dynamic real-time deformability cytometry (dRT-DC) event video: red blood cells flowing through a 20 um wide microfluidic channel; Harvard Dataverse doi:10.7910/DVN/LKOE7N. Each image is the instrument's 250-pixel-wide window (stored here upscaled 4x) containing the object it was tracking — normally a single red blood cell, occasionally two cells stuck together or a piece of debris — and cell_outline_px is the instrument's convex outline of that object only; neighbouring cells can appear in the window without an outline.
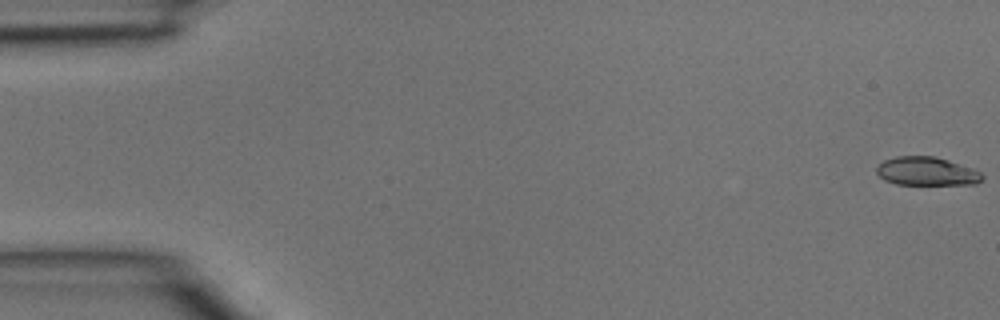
{"species": "common noctule bat (a hibernating species)", "species_latin": "Nyctalus noctula", "temperature_condition": "room temperature", "stored_images_in_passage": 4, "camera_frame_rate_fps": 3000, "um_per_image_px": 0.085, "animal": {"sex": "male", "body_mass_g": 15.6}, "frame": {"image": 1, "passage_image": 1, "time_ms": 0.0, "image_size_px": [1000, 320], "cell_outline_px": [[984, 176], [976, 184], [896, 184], [884, 180], [876, 172], [876, 168], [884, 160], [896, 156], [936, 156], [976, 168]], "centroid_in_image_um": [78.79, 14.55], "position_along_channel_um": 6.2, "area_um2": 17.69}}
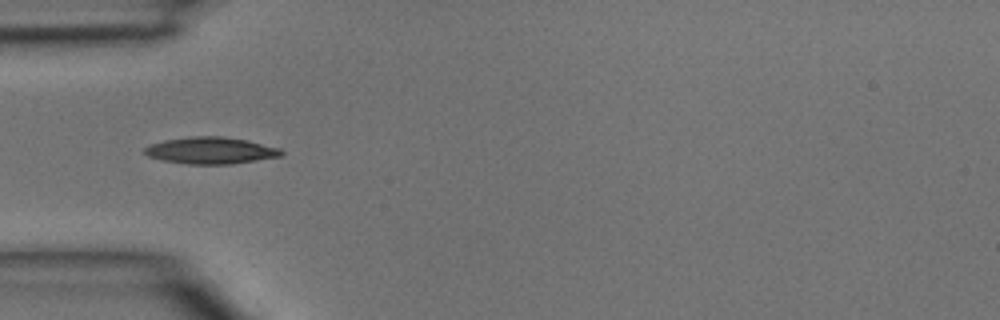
{"frame": {"image": 2, "passage_image": 4, "time_ms": 1.0, "image_size_px": [1000, 320], "cell_outline_px": [[284, 152], [280, 156], [232, 164], [188, 164], [164, 160], [148, 156], [144, 152], [144, 148], [148, 144], [164, 140], [192, 136], [224, 136], [248, 140], [280, 148]], "centroid_in_image_um": [17.91, 12.78], "position_along_channel_um": 67.1, "area_um2": 21.33}}